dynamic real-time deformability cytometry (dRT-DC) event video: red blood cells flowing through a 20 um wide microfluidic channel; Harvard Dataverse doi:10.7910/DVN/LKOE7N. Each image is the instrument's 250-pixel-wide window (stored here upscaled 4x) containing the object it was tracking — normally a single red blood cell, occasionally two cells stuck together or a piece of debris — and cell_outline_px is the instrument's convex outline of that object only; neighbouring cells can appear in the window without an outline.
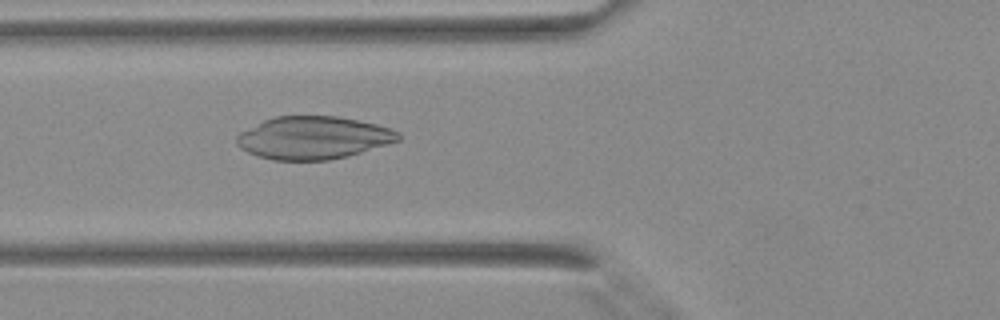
{"species": "Egyptian fruit bat (a non-hibernating species)", "species_latin": "Rousettus aegyptiacus", "temperature_condition": "warm", "stored_images_in_passage": 40, "camera_frame_rate_fps": 3000, "um_per_image_px": 0.085, "animal": {"sex": "female"}, "frame": {"image": 1, "passage_image": 17, "time_ms": 5.333, "image_size_px": [1000, 320], "cell_outline_px": [[400, 140], [388, 144], [348, 156], [328, 160], [272, 160], [248, 152], [240, 148], [236, 144], [236, 136], [240, 132], [264, 120], [276, 116], [336, 116], [376, 124], [392, 128], [400, 132]], "centroid_in_image_um": [26.64, 11.71], "position_along_channel_um": 99.2, "area_um2": 40.17}}
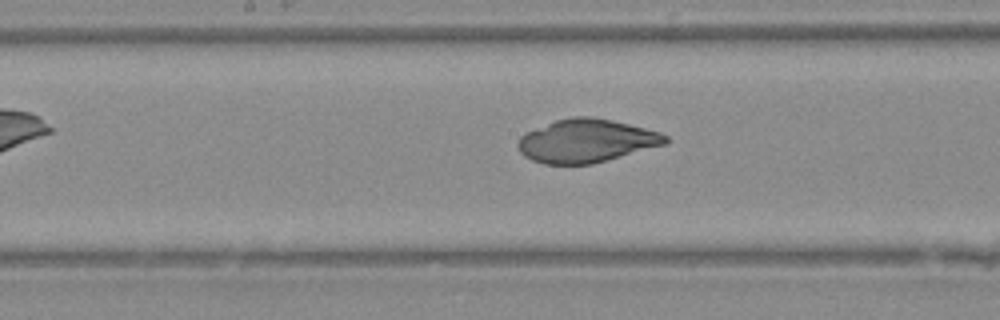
{"frame": {"image": 2, "passage_image": 23, "time_ms": 7.333, "image_size_px": [1000, 320], "cell_outline_px": [[668, 144], [592, 164], [544, 164], [532, 160], [524, 156], [520, 152], [516, 144], [520, 136], [528, 132], [556, 120], [572, 116], [592, 116], [612, 120], [660, 132], [668, 136]], "centroid_in_image_um": [49.85, 11.98], "position_along_channel_um": 198.3, "area_um2": 37.17}}
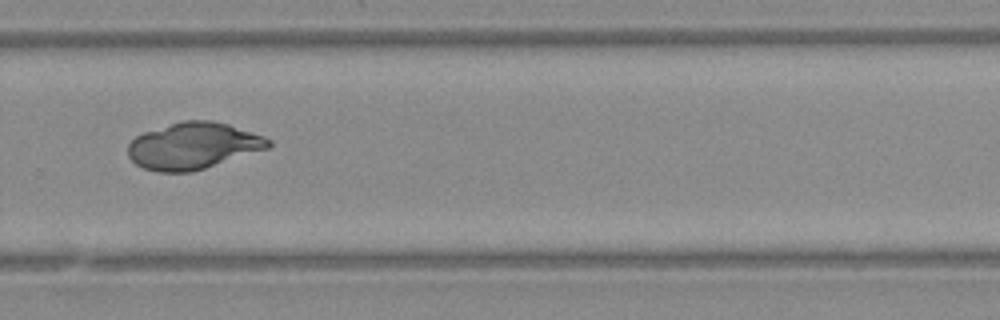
{"frame": {"image": 3, "passage_image": 30, "time_ms": 9.667, "image_size_px": [1000, 320], "cell_outline_px": [[272, 144], [268, 148], [192, 172], [160, 172], [144, 168], [136, 164], [128, 156], [128, 144], [136, 136], [144, 132], [184, 120], [212, 120], [228, 124], [264, 136], [272, 140]], "centroid_in_image_um": [16.42, 12.39], "position_along_channel_um": 313.4, "area_um2": 37.92}}